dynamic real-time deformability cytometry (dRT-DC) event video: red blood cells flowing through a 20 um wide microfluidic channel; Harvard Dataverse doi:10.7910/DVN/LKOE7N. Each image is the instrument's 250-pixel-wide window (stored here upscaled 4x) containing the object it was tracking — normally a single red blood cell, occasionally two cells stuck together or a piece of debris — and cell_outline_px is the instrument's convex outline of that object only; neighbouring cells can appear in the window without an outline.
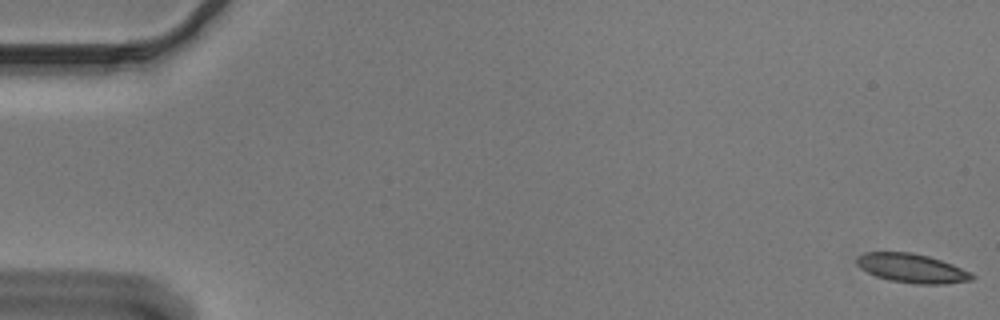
{"species": "Egyptian fruit bat (a non-hibernating species)", "species_latin": "Rousettus aegyptiacus", "temperature_condition": "cold", "stored_images_in_passage": 55, "camera_frame_rate_fps": 3000, "um_per_image_px": 0.085, "animal": {"sex": "male"}, "frame": {"image": 1, "passage_image": 1, "time_ms": 0.0, "image_size_px": [1000, 320], "cell_outline_px": [[976, 276], [972, 280], [944, 284], [916, 284], [892, 280], [876, 276], [860, 268], [856, 264], [856, 256], [864, 252], [912, 252], [928, 256], [952, 264], [972, 272]], "centroid_in_image_um": [77.52, 22.79], "position_along_channel_um": 7.5, "area_um2": 19.54}}
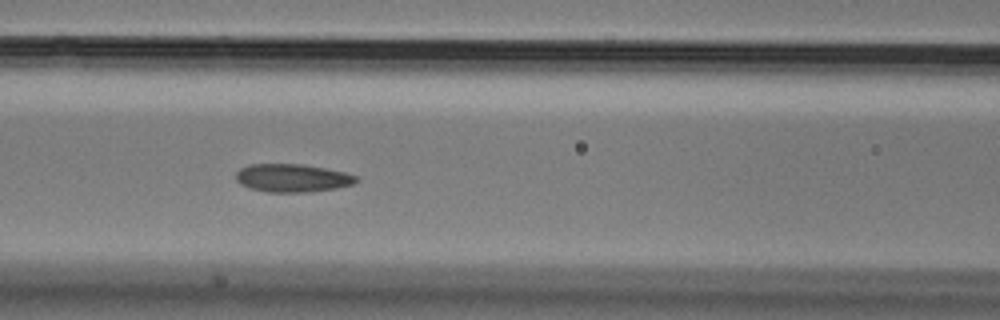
{"frame": {"image": 2, "passage_image": 24, "time_ms": 7.667, "image_size_px": [1000, 320], "cell_outline_px": [[360, 180], [352, 184], [336, 188], [308, 192], [268, 192], [248, 188], [240, 184], [236, 180], [236, 172], [240, 168], [248, 164], [304, 164], [344, 172], [360, 176]], "centroid_in_image_um": [24.85, 15.13], "position_along_channel_um": 141.8, "area_um2": 19.88}}
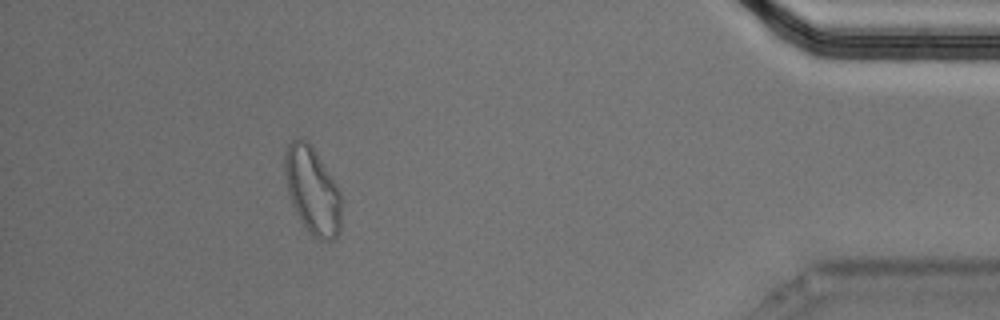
{"frame": {"image": 3, "passage_image": 50, "time_ms": 16.333, "image_size_px": [1000, 320], "cell_outline_px": [[340, 232], [332, 240], [320, 240], [312, 236], [308, 232], [300, 220], [292, 204], [288, 192], [284, 172], [284, 156], [288, 144], [296, 136], [300, 136], [308, 140], [340, 188]], "centroid_in_image_um": [26.54, 16.16], "position_along_channel_um": 408.7, "area_um2": 29.02}, "authors_computed_cell_mechanics": {"area_um2": 19.652, "velocity_mm_per_s": 3.6553, "shape_relaxation_time_tau1_ms": 6.1191, "shape_relaxation_time_tau2_ms": 3.0426, "deformation_change_tau1": 0.1409, "deformation_change_tau2": 0.1037}}